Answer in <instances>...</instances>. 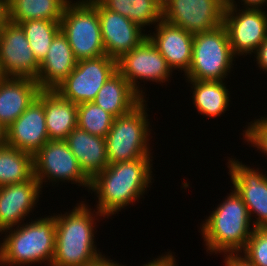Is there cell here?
Wrapping results in <instances>:
<instances>
[{
	"label": "cell",
	"mask_w": 267,
	"mask_h": 266,
	"mask_svg": "<svg viewBox=\"0 0 267 266\" xmlns=\"http://www.w3.org/2000/svg\"><path fill=\"white\" fill-rule=\"evenodd\" d=\"M150 157L109 164L90 180L89 189L99 199L96 215L105 218L116 214L143 195L152 183Z\"/></svg>",
	"instance_id": "obj_1"
},
{
	"label": "cell",
	"mask_w": 267,
	"mask_h": 266,
	"mask_svg": "<svg viewBox=\"0 0 267 266\" xmlns=\"http://www.w3.org/2000/svg\"><path fill=\"white\" fill-rule=\"evenodd\" d=\"M84 202L55 216V254L51 266H86L102 256L94 244V217Z\"/></svg>",
	"instance_id": "obj_2"
},
{
	"label": "cell",
	"mask_w": 267,
	"mask_h": 266,
	"mask_svg": "<svg viewBox=\"0 0 267 266\" xmlns=\"http://www.w3.org/2000/svg\"><path fill=\"white\" fill-rule=\"evenodd\" d=\"M205 221L201 232L207 250L215 253H242L254 230L247 206L235 189Z\"/></svg>",
	"instance_id": "obj_3"
},
{
	"label": "cell",
	"mask_w": 267,
	"mask_h": 266,
	"mask_svg": "<svg viewBox=\"0 0 267 266\" xmlns=\"http://www.w3.org/2000/svg\"><path fill=\"white\" fill-rule=\"evenodd\" d=\"M3 243L0 244V265L24 266L44 261L52 265L55 254L56 220L54 216L40 218L19 225L16 229L8 228ZM11 232V233H10Z\"/></svg>",
	"instance_id": "obj_4"
},
{
	"label": "cell",
	"mask_w": 267,
	"mask_h": 266,
	"mask_svg": "<svg viewBox=\"0 0 267 266\" xmlns=\"http://www.w3.org/2000/svg\"><path fill=\"white\" fill-rule=\"evenodd\" d=\"M145 102L143 99L129 113L114 118L105 137L109 164L151 155L148 143L150 123Z\"/></svg>",
	"instance_id": "obj_5"
},
{
	"label": "cell",
	"mask_w": 267,
	"mask_h": 266,
	"mask_svg": "<svg viewBox=\"0 0 267 266\" xmlns=\"http://www.w3.org/2000/svg\"><path fill=\"white\" fill-rule=\"evenodd\" d=\"M233 53L228 33L219 27L194 34L191 66L186 80L223 81L233 67Z\"/></svg>",
	"instance_id": "obj_6"
},
{
	"label": "cell",
	"mask_w": 267,
	"mask_h": 266,
	"mask_svg": "<svg viewBox=\"0 0 267 266\" xmlns=\"http://www.w3.org/2000/svg\"><path fill=\"white\" fill-rule=\"evenodd\" d=\"M69 1L63 11L60 30L66 36L77 61L105 55L97 8L89 0Z\"/></svg>",
	"instance_id": "obj_7"
},
{
	"label": "cell",
	"mask_w": 267,
	"mask_h": 266,
	"mask_svg": "<svg viewBox=\"0 0 267 266\" xmlns=\"http://www.w3.org/2000/svg\"><path fill=\"white\" fill-rule=\"evenodd\" d=\"M117 71V60L105 55L77 61L75 69L54 89L75 104L92 102L107 79Z\"/></svg>",
	"instance_id": "obj_8"
},
{
	"label": "cell",
	"mask_w": 267,
	"mask_h": 266,
	"mask_svg": "<svg viewBox=\"0 0 267 266\" xmlns=\"http://www.w3.org/2000/svg\"><path fill=\"white\" fill-rule=\"evenodd\" d=\"M163 20L197 34L223 24L226 0H162Z\"/></svg>",
	"instance_id": "obj_9"
},
{
	"label": "cell",
	"mask_w": 267,
	"mask_h": 266,
	"mask_svg": "<svg viewBox=\"0 0 267 266\" xmlns=\"http://www.w3.org/2000/svg\"><path fill=\"white\" fill-rule=\"evenodd\" d=\"M33 166L34 177L41 188L47 178L51 179V182L66 180L90 188V179L80 169L65 140H49L45 143L33 155Z\"/></svg>",
	"instance_id": "obj_10"
},
{
	"label": "cell",
	"mask_w": 267,
	"mask_h": 266,
	"mask_svg": "<svg viewBox=\"0 0 267 266\" xmlns=\"http://www.w3.org/2000/svg\"><path fill=\"white\" fill-rule=\"evenodd\" d=\"M235 4L234 0H226L223 25L229 43L236 56L252 54L267 38V14L263 9H239L236 13Z\"/></svg>",
	"instance_id": "obj_11"
},
{
	"label": "cell",
	"mask_w": 267,
	"mask_h": 266,
	"mask_svg": "<svg viewBox=\"0 0 267 266\" xmlns=\"http://www.w3.org/2000/svg\"><path fill=\"white\" fill-rule=\"evenodd\" d=\"M117 70L142 99L145 92L137 86L138 80H150L161 84L167 81L172 72L165 58L148 37L117 60Z\"/></svg>",
	"instance_id": "obj_12"
},
{
	"label": "cell",
	"mask_w": 267,
	"mask_h": 266,
	"mask_svg": "<svg viewBox=\"0 0 267 266\" xmlns=\"http://www.w3.org/2000/svg\"><path fill=\"white\" fill-rule=\"evenodd\" d=\"M39 65L22 27L9 21L0 32V77L36 80Z\"/></svg>",
	"instance_id": "obj_13"
},
{
	"label": "cell",
	"mask_w": 267,
	"mask_h": 266,
	"mask_svg": "<svg viewBox=\"0 0 267 266\" xmlns=\"http://www.w3.org/2000/svg\"><path fill=\"white\" fill-rule=\"evenodd\" d=\"M98 11L101 37L107 56L118 60L147 37L142 28L119 13L106 9L98 0H89Z\"/></svg>",
	"instance_id": "obj_14"
},
{
	"label": "cell",
	"mask_w": 267,
	"mask_h": 266,
	"mask_svg": "<svg viewBox=\"0 0 267 266\" xmlns=\"http://www.w3.org/2000/svg\"><path fill=\"white\" fill-rule=\"evenodd\" d=\"M229 175L235 191L241 196L250 216L256 214L253 228L267 227V176L242 162L228 161Z\"/></svg>",
	"instance_id": "obj_15"
},
{
	"label": "cell",
	"mask_w": 267,
	"mask_h": 266,
	"mask_svg": "<svg viewBox=\"0 0 267 266\" xmlns=\"http://www.w3.org/2000/svg\"><path fill=\"white\" fill-rule=\"evenodd\" d=\"M48 141L45 110L36 97L6 129V144L34 155Z\"/></svg>",
	"instance_id": "obj_16"
},
{
	"label": "cell",
	"mask_w": 267,
	"mask_h": 266,
	"mask_svg": "<svg viewBox=\"0 0 267 266\" xmlns=\"http://www.w3.org/2000/svg\"><path fill=\"white\" fill-rule=\"evenodd\" d=\"M40 184L33 176L30 180L0 187V232L20 226L40 197Z\"/></svg>",
	"instance_id": "obj_17"
},
{
	"label": "cell",
	"mask_w": 267,
	"mask_h": 266,
	"mask_svg": "<svg viewBox=\"0 0 267 266\" xmlns=\"http://www.w3.org/2000/svg\"><path fill=\"white\" fill-rule=\"evenodd\" d=\"M155 27L156 34H148V38L171 69L183 70L186 74L191 66L194 34L163 19Z\"/></svg>",
	"instance_id": "obj_18"
},
{
	"label": "cell",
	"mask_w": 267,
	"mask_h": 266,
	"mask_svg": "<svg viewBox=\"0 0 267 266\" xmlns=\"http://www.w3.org/2000/svg\"><path fill=\"white\" fill-rule=\"evenodd\" d=\"M40 90L32 78L0 77V124L7 129L28 108Z\"/></svg>",
	"instance_id": "obj_19"
},
{
	"label": "cell",
	"mask_w": 267,
	"mask_h": 266,
	"mask_svg": "<svg viewBox=\"0 0 267 266\" xmlns=\"http://www.w3.org/2000/svg\"><path fill=\"white\" fill-rule=\"evenodd\" d=\"M77 65V59L66 36L60 30L53 38L50 49L39 65L36 79L40 89H55Z\"/></svg>",
	"instance_id": "obj_20"
},
{
	"label": "cell",
	"mask_w": 267,
	"mask_h": 266,
	"mask_svg": "<svg viewBox=\"0 0 267 266\" xmlns=\"http://www.w3.org/2000/svg\"><path fill=\"white\" fill-rule=\"evenodd\" d=\"M65 141L76 157L80 169L90 180L109 165L105 138L76 127Z\"/></svg>",
	"instance_id": "obj_21"
},
{
	"label": "cell",
	"mask_w": 267,
	"mask_h": 266,
	"mask_svg": "<svg viewBox=\"0 0 267 266\" xmlns=\"http://www.w3.org/2000/svg\"><path fill=\"white\" fill-rule=\"evenodd\" d=\"M37 98L43 103L49 140H65L77 127V104L54 89H41Z\"/></svg>",
	"instance_id": "obj_22"
},
{
	"label": "cell",
	"mask_w": 267,
	"mask_h": 266,
	"mask_svg": "<svg viewBox=\"0 0 267 266\" xmlns=\"http://www.w3.org/2000/svg\"><path fill=\"white\" fill-rule=\"evenodd\" d=\"M142 100L117 70L107 79L92 102L116 118L129 113Z\"/></svg>",
	"instance_id": "obj_23"
},
{
	"label": "cell",
	"mask_w": 267,
	"mask_h": 266,
	"mask_svg": "<svg viewBox=\"0 0 267 266\" xmlns=\"http://www.w3.org/2000/svg\"><path fill=\"white\" fill-rule=\"evenodd\" d=\"M193 85V100L200 114L207 117L220 116L229 106V91L223 81L187 80Z\"/></svg>",
	"instance_id": "obj_24"
},
{
	"label": "cell",
	"mask_w": 267,
	"mask_h": 266,
	"mask_svg": "<svg viewBox=\"0 0 267 266\" xmlns=\"http://www.w3.org/2000/svg\"><path fill=\"white\" fill-rule=\"evenodd\" d=\"M70 0H9V20L23 21L45 19L61 21L64 8Z\"/></svg>",
	"instance_id": "obj_25"
},
{
	"label": "cell",
	"mask_w": 267,
	"mask_h": 266,
	"mask_svg": "<svg viewBox=\"0 0 267 266\" xmlns=\"http://www.w3.org/2000/svg\"><path fill=\"white\" fill-rule=\"evenodd\" d=\"M106 9L119 13L143 28L163 19L162 0H98Z\"/></svg>",
	"instance_id": "obj_26"
},
{
	"label": "cell",
	"mask_w": 267,
	"mask_h": 266,
	"mask_svg": "<svg viewBox=\"0 0 267 266\" xmlns=\"http://www.w3.org/2000/svg\"><path fill=\"white\" fill-rule=\"evenodd\" d=\"M34 176L33 155L5 144L0 147V187L21 183Z\"/></svg>",
	"instance_id": "obj_27"
},
{
	"label": "cell",
	"mask_w": 267,
	"mask_h": 266,
	"mask_svg": "<svg viewBox=\"0 0 267 266\" xmlns=\"http://www.w3.org/2000/svg\"><path fill=\"white\" fill-rule=\"evenodd\" d=\"M36 60L41 63L50 49L51 42L60 31V21L34 19L20 22Z\"/></svg>",
	"instance_id": "obj_28"
},
{
	"label": "cell",
	"mask_w": 267,
	"mask_h": 266,
	"mask_svg": "<svg viewBox=\"0 0 267 266\" xmlns=\"http://www.w3.org/2000/svg\"><path fill=\"white\" fill-rule=\"evenodd\" d=\"M114 117L93 102L77 104V127L89 134L105 138Z\"/></svg>",
	"instance_id": "obj_29"
},
{
	"label": "cell",
	"mask_w": 267,
	"mask_h": 266,
	"mask_svg": "<svg viewBox=\"0 0 267 266\" xmlns=\"http://www.w3.org/2000/svg\"><path fill=\"white\" fill-rule=\"evenodd\" d=\"M243 253L253 265L267 266V227L254 228Z\"/></svg>",
	"instance_id": "obj_30"
},
{
	"label": "cell",
	"mask_w": 267,
	"mask_h": 266,
	"mask_svg": "<svg viewBox=\"0 0 267 266\" xmlns=\"http://www.w3.org/2000/svg\"><path fill=\"white\" fill-rule=\"evenodd\" d=\"M253 122L244 131L245 140L251 142V145L257 147V150L259 149L267 155V117L259 118Z\"/></svg>",
	"instance_id": "obj_31"
},
{
	"label": "cell",
	"mask_w": 267,
	"mask_h": 266,
	"mask_svg": "<svg viewBox=\"0 0 267 266\" xmlns=\"http://www.w3.org/2000/svg\"><path fill=\"white\" fill-rule=\"evenodd\" d=\"M258 67L262 68L263 71H267V38L262 42V44L258 47L257 51L255 52Z\"/></svg>",
	"instance_id": "obj_32"
},
{
	"label": "cell",
	"mask_w": 267,
	"mask_h": 266,
	"mask_svg": "<svg viewBox=\"0 0 267 266\" xmlns=\"http://www.w3.org/2000/svg\"><path fill=\"white\" fill-rule=\"evenodd\" d=\"M225 266H255L249 262L245 257L240 256L238 253L235 254H226ZM239 255V256H238Z\"/></svg>",
	"instance_id": "obj_33"
},
{
	"label": "cell",
	"mask_w": 267,
	"mask_h": 266,
	"mask_svg": "<svg viewBox=\"0 0 267 266\" xmlns=\"http://www.w3.org/2000/svg\"><path fill=\"white\" fill-rule=\"evenodd\" d=\"M172 253H168L164 256H160L159 258L144 264V266H176L175 258Z\"/></svg>",
	"instance_id": "obj_34"
},
{
	"label": "cell",
	"mask_w": 267,
	"mask_h": 266,
	"mask_svg": "<svg viewBox=\"0 0 267 266\" xmlns=\"http://www.w3.org/2000/svg\"><path fill=\"white\" fill-rule=\"evenodd\" d=\"M9 21V0H0V32Z\"/></svg>",
	"instance_id": "obj_35"
},
{
	"label": "cell",
	"mask_w": 267,
	"mask_h": 266,
	"mask_svg": "<svg viewBox=\"0 0 267 266\" xmlns=\"http://www.w3.org/2000/svg\"><path fill=\"white\" fill-rule=\"evenodd\" d=\"M86 266H122V265H119V263H116L115 261L107 259L105 258V255L104 256L102 255L101 257L87 264Z\"/></svg>",
	"instance_id": "obj_36"
},
{
	"label": "cell",
	"mask_w": 267,
	"mask_h": 266,
	"mask_svg": "<svg viewBox=\"0 0 267 266\" xmlns=\"http://www.w3.org/2000/svg\"><path fill=\"white\" fill-rule=\"evenodd\" d=\"M246 9H259L263 4L267 3V0H242ZM262 5V6H261Z\"/></svg>",
	"instance_id": "obj_37"
},
{
	"label": "cell",
	"mask_w": 267,
	"mask_h": 266,
	"mask_svg": "<svg viewBox=\"0 0 267 266\" xmlns=\"http://www.w3.org/2000/svg\"><path fill=\"white\" fill-rule=\"evenodd\" d=\"M6 144V129L0 124V147Z\"/></svg>",
	"instance_id": "obj_38"
}]
</instances>
